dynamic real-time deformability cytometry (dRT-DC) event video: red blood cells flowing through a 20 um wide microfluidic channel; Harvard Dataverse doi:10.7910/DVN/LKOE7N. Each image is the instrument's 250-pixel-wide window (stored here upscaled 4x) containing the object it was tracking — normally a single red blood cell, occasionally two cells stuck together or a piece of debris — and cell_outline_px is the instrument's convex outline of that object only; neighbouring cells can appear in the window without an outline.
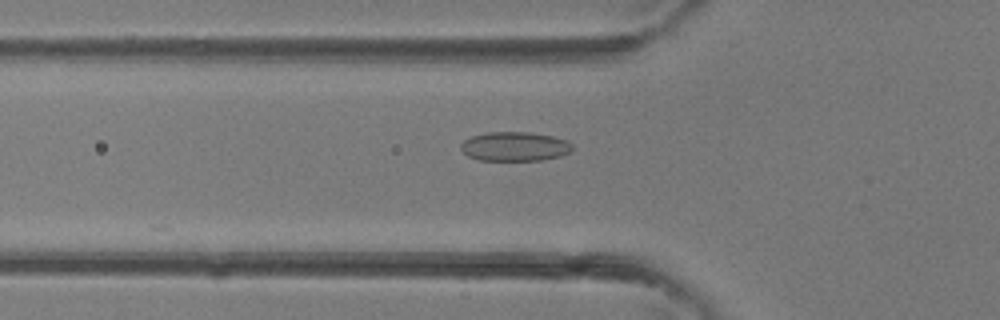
{"species": "common noctule bat (a hibernating species)", "species_latin": "Nyctalus noctula", "temperature_condition": "room temperature", "stored_images_in_passage": 28, "camera_frame_rate_fps": 3000, "um_per_image_px": 0.085, "animal": {"sex": "female"}, "frame": {"image": 1, "passage_image": 3, "time_ms": 0.667, "image_size_px": [1000, 320], "cell_outline_px": [[572, 152], [560, 156], [540, 160], [480, 160], [468, 156], [460, 148], [460, 144], [464, 140], [472, 136], [488, 132], [528, 132], [552, 136], [568, 140], [572, 144]], "centroid_in_image_um": [43.77, 12.44], "position_along_channel_um": 82.0, "area_um2": 19.02}}
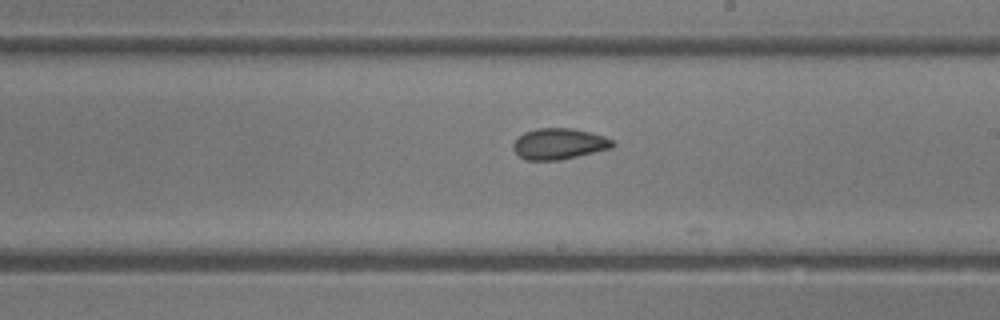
{"frame": {"image": 2, "passage_image": 12, "time_ms": 3.667, "image_size_px": [1000, 320], "cell_outline_px": [[616, 144], [612, 148], [560, 160], [524, 160], [512, 148], [512, 144], [524, 132], [536, 128], [572, 128], [604, 136], [612, 140]], "centroid_in_image_um": [47.51, 12.23], "position_along_channel_um": 241.5, "area_um2": 17.92}}
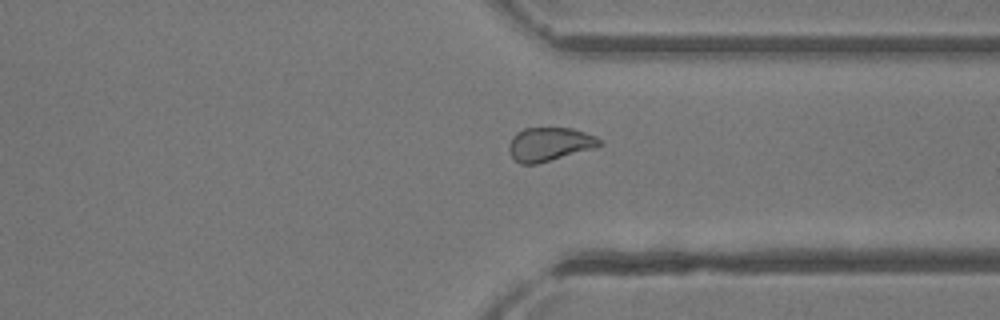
{"frame": {"image": 3, "passage_image": 19, "time_ms": 6.0, "image_size_px": [1000, 320], "cell_outline_px": [[604, 144], [596, 148], [536, 164], [520, 164], [512, 156], [508, 148], [508, 144], [512, 136], [516, 132], [524, 128], [572, 128], [596, 136]], "centroid_in_image_um": [46.71, 12.25], "position_along_channel_um": 364.7, "area_um2": 17.86}}